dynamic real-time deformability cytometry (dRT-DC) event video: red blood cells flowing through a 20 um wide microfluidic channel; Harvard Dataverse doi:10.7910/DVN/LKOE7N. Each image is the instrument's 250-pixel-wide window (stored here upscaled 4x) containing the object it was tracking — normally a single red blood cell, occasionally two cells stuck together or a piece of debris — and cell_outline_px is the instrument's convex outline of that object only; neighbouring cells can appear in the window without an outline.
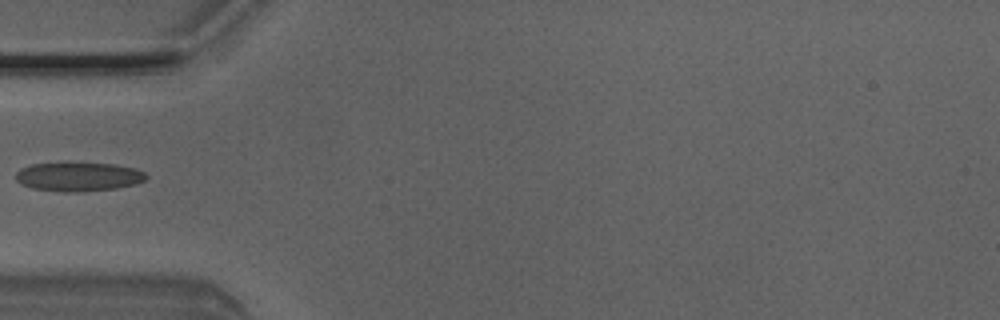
{"species": "Egyptian fruit bat (a non-hibernating species)", "species_latin": "Rousettus aegyptiacus", "temperature_condition": "room temperature", "stored_images_in_passage": 5, "camera_frame_rate_fps": 3000, "um_per_image_px": 0.085, "animal": {"sex": "male"}, "frame": {"image": 1, "passage_image": 4, "time_ms": 1.0, "image_size_px": [1000, 320], "cell_outline_px": [[148, 176], [144, 180], [136, 184], [116, 188], [84, 192], [60, 192], [32, 188], [20, 184], [16, 180], [16, 172], [20, 168], [32, 164], [64, 160], [68, 160], [116, 164], [136, 168], [144, 172]], "centroid_in_image_um": [6.64, 14.98], "position_along_channel_um": 78.4, "area_um2": 23.18}}